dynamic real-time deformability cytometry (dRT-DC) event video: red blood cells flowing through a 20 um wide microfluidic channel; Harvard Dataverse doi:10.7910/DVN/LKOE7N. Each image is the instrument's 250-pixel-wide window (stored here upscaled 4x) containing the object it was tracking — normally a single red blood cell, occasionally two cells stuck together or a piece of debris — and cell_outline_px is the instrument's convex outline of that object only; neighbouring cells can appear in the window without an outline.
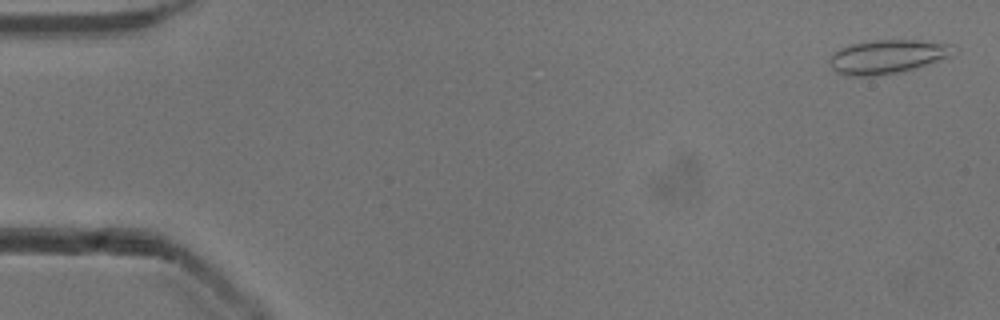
{"species": "common noctule bat (a hibernating species)", "species_latin": "Nyctalus noctula", "temperature_condition": "cold", "stored_images_in_passage": 11, "camera_frame_rate_fps": 3000, "um_per_image_px": 0.085, "animal": {"sex": "male", "body_mass_g": 13.3}, "frame": {"image": 1, "passage_image": 2, "time_ms": 0.333, "image_size_px": [1000, 320], "cell_outline_px": [[956, 52], [952, 56], [916, 68], [900, 72], [876, 76], [848, 76], [836, 72], [832, 68], [828, 60], [840, 48], [852, 44], [876, 40], [920, 40], [952, 44]], "centroid_in_image_um": [75.46, 4.82], "position_along_channel_um": 9.5, "area_um2": 24.51}}